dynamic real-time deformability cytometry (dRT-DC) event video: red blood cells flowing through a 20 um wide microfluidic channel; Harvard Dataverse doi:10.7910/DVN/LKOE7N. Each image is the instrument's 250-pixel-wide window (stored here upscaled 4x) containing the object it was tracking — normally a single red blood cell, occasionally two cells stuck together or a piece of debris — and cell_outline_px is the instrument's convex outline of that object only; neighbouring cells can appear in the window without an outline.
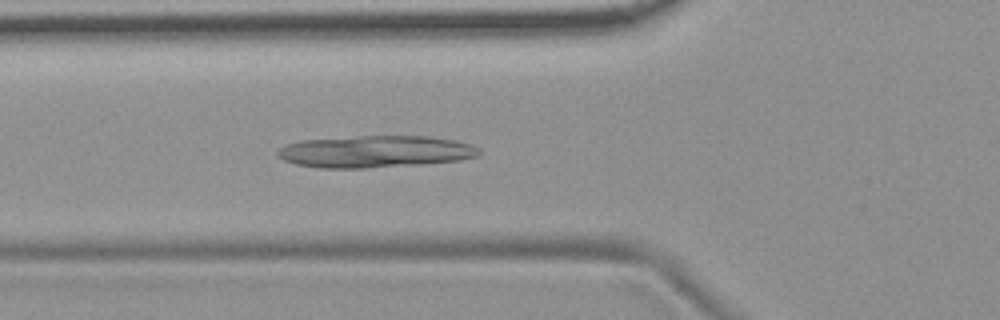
{"species": "common noctule bat (a hibernating species)", "species_latin": "Nyctalus noctula", "temperature_condition": "room temperature", "stored_images_in_passage": 54, "camera_frame_rate_fps": 3000, "um_per_image_px": 0.085, "animal": {"sex": "female", "body_mass_g": 19.9}, "frame": {"image": 1, "passage_image": 19, "time_ms": 6.0, "image_size_px": [1000, 320], "cell_outline_px": [[480, 156], [460, 160], [420, 164], [364, 168], [316, 168], [296, 164], [284, 160], [276, 156], [276, 152], [284, 144], [300, 140], [360, 136], [428, 136], [456, 140], [472, 144], [480, 148]], "centroid_in_image_um": [31.89, 12.88], "position_along_channel_um": 93.9, "area_um2": 37.86}}
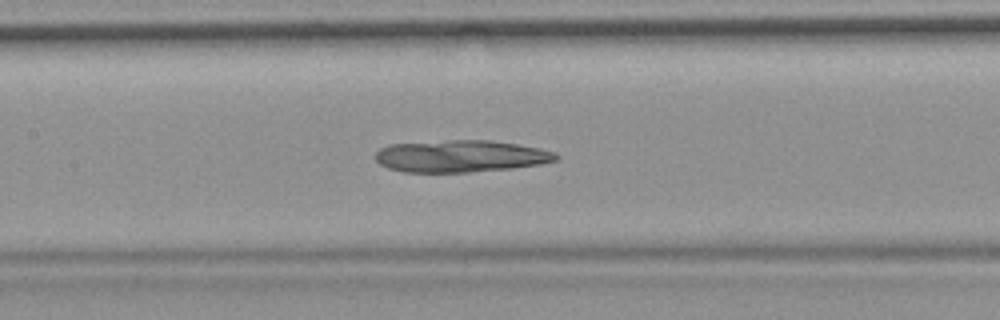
{"frame": {"image": 2, "passage_image": 25, "time_ms": 8.0, "image_size_px": [1000, 320], "cell_outline_px": [[560, 156], [556, 160], [540, 164], [512, 168], [468, 172], [404, 172], [388, 168], [380, 164], [376, 160], [376, 152], [380, 148], [388, 144], [452, 140], [492, 140], [540, 148], [556, 152]], "centroid_in_image_um": [39.16, 13.27], "position_along_channel_um": 168.2, "area_um2": 33.76}}
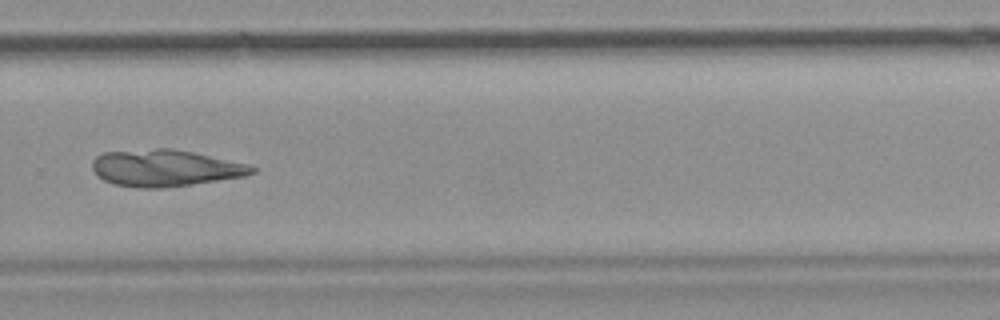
{"frame": {"image": 3, "passage_image": 37, "time_ms": 12.0, "image_size_px": [1000, 320], "cell_outline_px": [[256, 172], [244, 176], [192, 184], [160, 188], [136, 188], [112, 184], [96, 176], [92, 168], [92, 160], [96, 156], [104, 152], [156, 148], [172, 148], [192, 152], [248, 164], [256, 168]], "centroid_in_image_um": [13.98, 14.28], "position_along_channel_um": 315.8, "area_um2": 34.22}}